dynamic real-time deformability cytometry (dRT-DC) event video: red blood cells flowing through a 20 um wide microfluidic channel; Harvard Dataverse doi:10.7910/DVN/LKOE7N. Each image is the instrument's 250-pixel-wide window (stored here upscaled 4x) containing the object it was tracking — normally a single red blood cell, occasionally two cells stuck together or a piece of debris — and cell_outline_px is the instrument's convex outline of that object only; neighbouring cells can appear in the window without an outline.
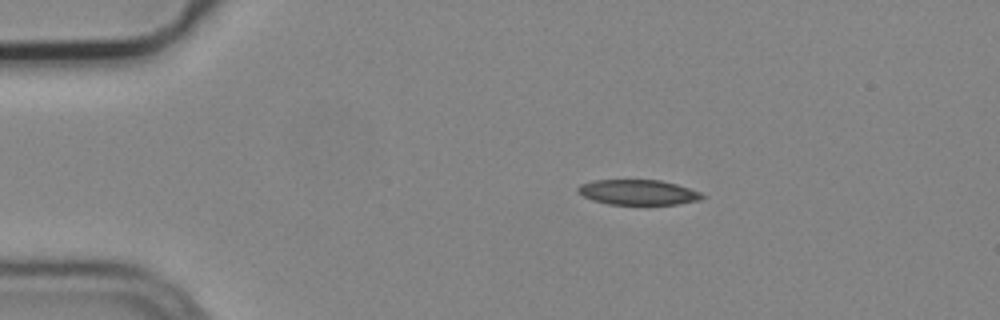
{"species": "common noctule bat (a hibernating species)", "species_latin": "Nyctalus noctula", "temperature_condition": "cold", "stored_images_in_passage": 8, "camera_frame_rate_fps": 3000, "um_per_image_px": 0.085, "animal": {"sex": "male", "body_mass_g": 19.2, "forearm_length_mm": 51.8}, "frame": {"image": 1, "passage_image": 1, "time_ms": 0.0, "image_size_px": [1000, 320], "cell_outline_px": [[704, 196], [700, 200], [680, 204], [644, 208], [608, 204], [592, 200], [576, 192], [576, 188], [580, 184], [592, 180], [660, 180], [676, 184], [700, 192]], "centroid_in_image_um": [54.22, 16.4], "position_along_channel_um": 30.8, "area_um2": 19.25}}
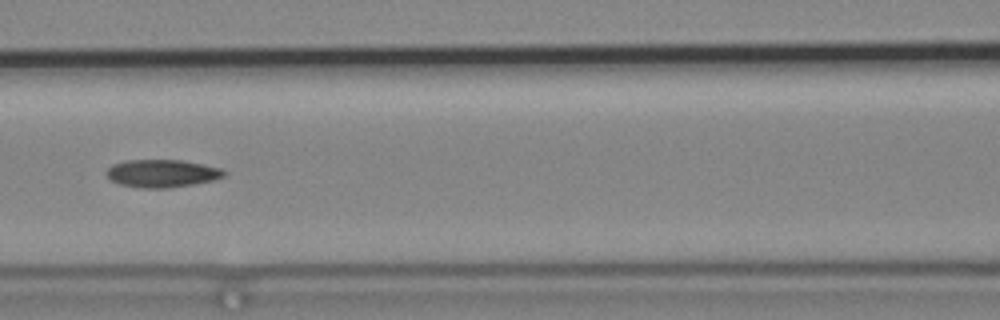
{"frame": {"image": 2, "passage_image": 5, "time_ms": 1.333, "image_size_px": [1000, 320], "cell_outline_px": [[228, 172], [224, 176], [212, 180], [192, 184], [168, 188], [140, 188], [120, 184], [112, 180], [104, 172], [112, 164], [124, 160], [184, 160], [220, 168]], "centroid_in_image_um": [13.75, 14.73], "position_along_channel_um": 152.8, "area_um2": 19.02}}
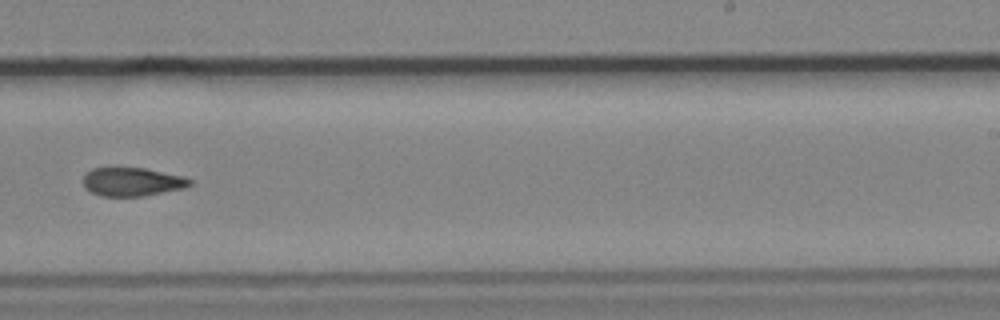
{"frame": {"image": 3, "passage_image": 8, "time_ms": 2.333, "image_size_px": [1000, 320], "cell_outline_px": [[192, 184], [188, 188], [144, 196], [100, 196], [84, 188], [84, 176], [92, 168], [144, 168], [184, 176], [192, 180]], "centroid_in_image_um": [11.29, 15.46], "position_along_channel_um": 277.7, "area_um2": 17.86}}